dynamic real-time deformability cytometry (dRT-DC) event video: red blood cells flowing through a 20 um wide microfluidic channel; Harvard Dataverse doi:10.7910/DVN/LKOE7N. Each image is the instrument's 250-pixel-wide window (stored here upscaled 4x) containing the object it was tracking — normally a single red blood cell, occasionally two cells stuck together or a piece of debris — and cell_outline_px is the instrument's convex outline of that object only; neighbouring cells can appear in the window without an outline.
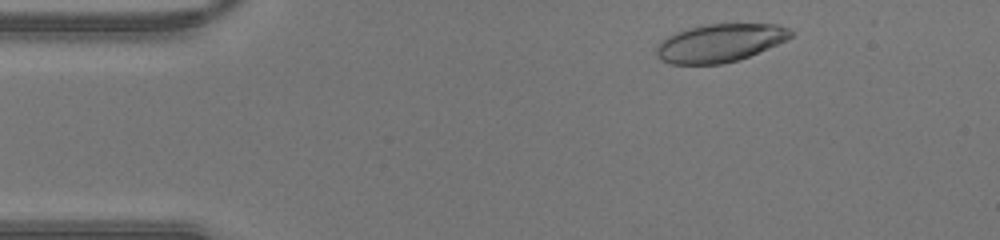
{"species": "human", "species_latin": "Homo sapiens", "temperature_condition": "warm", "stored_images_in_passage": 41, "camera_frame_rate_fps": 3000, "um_per_image_px": 0.085, "donor": {"sex": "male"}, "frame": {"image": 1, "passage_image": 3, "time_ms": 0.667, "image_size_px": [1000, 240], "cell_outline_px": [[796, 32], [792, 36], [776, 44], [748, 56], [736, 60], [720, 64], [672, 64], [660, 60], [656, 56], [656, 44], [660, 40], [676, 32], [688, 28], [708, 24], [776, 24], [788, 28]], "centroid_in_image_um": [61.14, 3.65], "position_along_channel_um": 23.9, "area_um2": 29.65}}
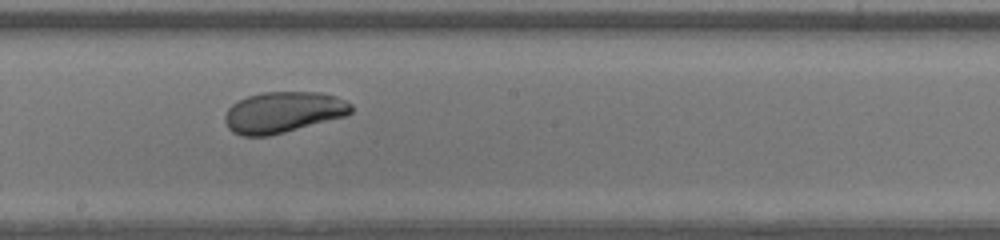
{"frame": {"image": 2, "passage_image": 21, "time_ms": 6.667, "image_size_px": [1000, 240], "cell_outline_px": [[352, 112], [344, 116], [284, 132], [268, 136], [244, 136], [232, 132], [228, 128], [224, 120], [224, 116], [228, 108], [232, 104], [248, 96], [260, 92], [320, 92], [344, 100], [352, 104]], "centroid_in_image_um": [24.02, 9.54], "position_along_channel_um": 224.2, "area_um2": 29.94}}
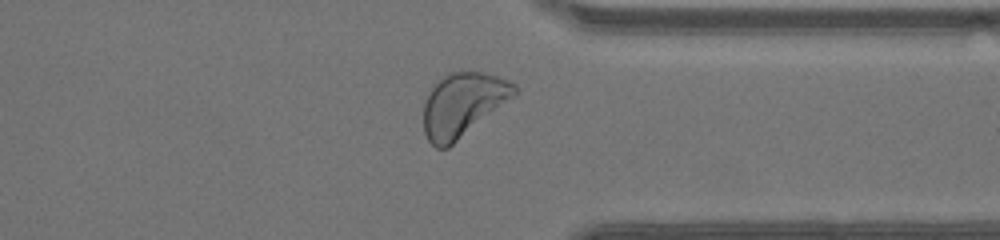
{"frame": {"image": 3, "passage_image": 31, "time_ms": 10.0, "image_size_px": [1000, 240], "cell_outline_px": [[520, 88], [516, 96], [448, 148], [436, 148], [428, 140], [424, 132], [424, 100], [432, 88], [448, 72], [480, 72], [496, 76], [508, 80], [516, 84]], "centroid_in_image_um": [39.38, 8.91], "position_along_channel_um": 372.0, "area_um2": 33.81}}